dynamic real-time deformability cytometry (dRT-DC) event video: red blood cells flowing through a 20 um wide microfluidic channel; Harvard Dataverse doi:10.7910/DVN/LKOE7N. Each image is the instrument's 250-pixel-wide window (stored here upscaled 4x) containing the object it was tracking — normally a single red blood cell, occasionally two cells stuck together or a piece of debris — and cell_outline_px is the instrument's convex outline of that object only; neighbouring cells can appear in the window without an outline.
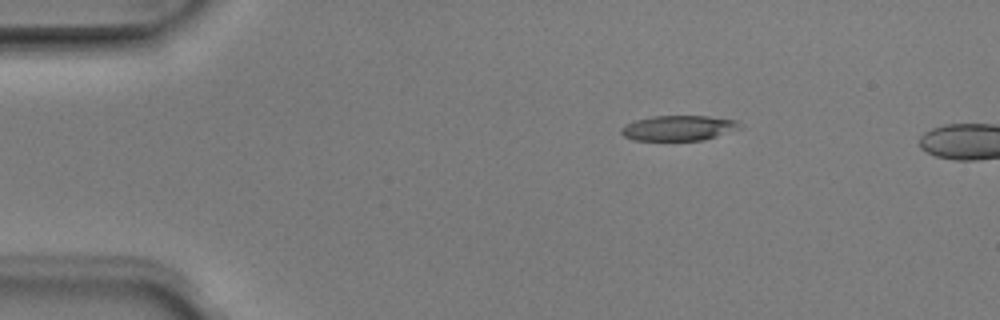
{"species": "Egyptian fruit bat (a non-hibernating species)", "species_latin": "Rousettus aegyptiacus", "temperature_condition": "room temperature", "stored_images_in_passage": 2, "camera_frame_rate_fps": 3000, "um_per_image_px": 0.085, "animal": {"sex": "male"}, "frame": {"image": 1, "passage_image": 1, "time_ms": 0.0, "image_size_px": [1000, 320], "cell_outline_px": [[740, 128], [704, 140], [632, 140], [624, 136], [620, 132], [620, 128], [636, 120], [652, 116], [708, 116], [736, 120]], "centroid_in_image_um": [57.64, 10.88], "position_along_channel_um": 27.4, "area_um2": 17.17}}